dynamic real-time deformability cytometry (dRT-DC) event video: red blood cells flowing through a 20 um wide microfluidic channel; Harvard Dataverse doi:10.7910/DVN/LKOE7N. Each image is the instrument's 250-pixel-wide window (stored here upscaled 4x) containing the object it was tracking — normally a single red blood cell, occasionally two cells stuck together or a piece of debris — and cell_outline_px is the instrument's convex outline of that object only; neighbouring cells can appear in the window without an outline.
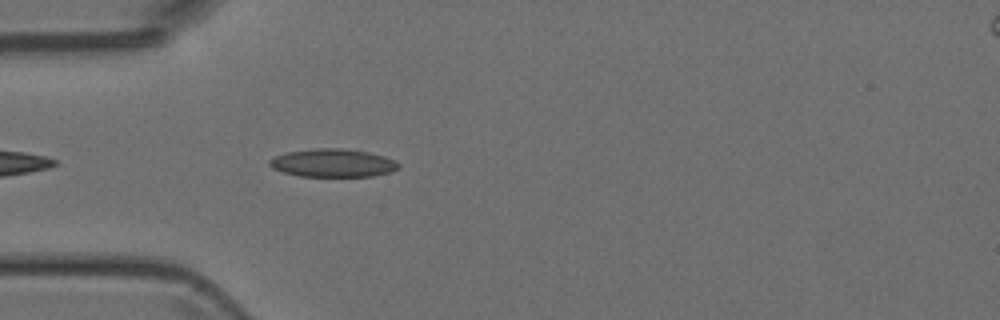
{"species": "Egyptian fruit bat (a non-hibernating species)", "species_latin": "Rousettus aegyptiacus", "temperature_condition": "room temperature", "stored_images_in_passage": 5, "camera_frame_rate_fps": 3000, "um_per_image_px": 0.085, "animal": {"sex": "female"}, "frame": {"image": 1, "passage_image": 5, "time_ms": 4.667, "image_size_px": [1000, 320], "cell_outline_px": [[400, 168], [392, 172], [372, 176], [300, 176], [284, 172], [272, 168], [268, 164], [268, 160], [276, 156], [288, 152], [316, 148], [340, 148], [368, 152], [384, 156], [396, 160], [400, 164]], "centroid_in_image_um": [28.33, 13.85], "position_along_channel_um": 56.7, "area_um2": 21.15}}